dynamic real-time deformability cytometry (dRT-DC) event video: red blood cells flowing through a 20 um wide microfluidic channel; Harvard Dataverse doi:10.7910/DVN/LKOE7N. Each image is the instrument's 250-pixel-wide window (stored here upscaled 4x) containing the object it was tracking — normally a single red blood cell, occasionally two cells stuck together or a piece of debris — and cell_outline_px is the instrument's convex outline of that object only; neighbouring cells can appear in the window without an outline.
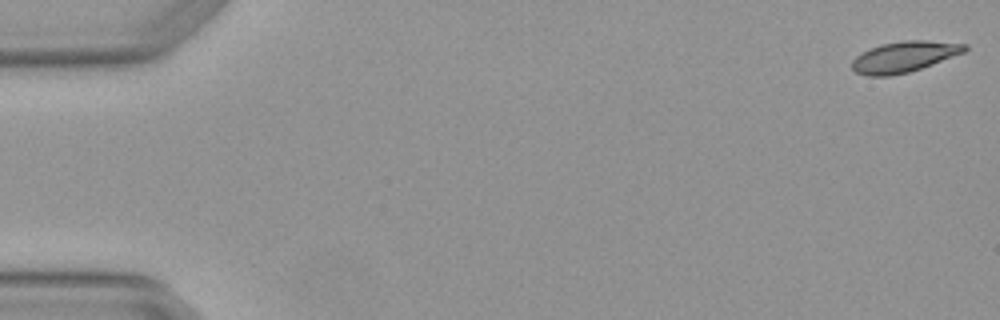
{"species": "Egyptian fruit bat (a non-hibernating species)", "species_latin": "Rousettus aegyptiacus", "temperature_condition": "warm", "stored_images_in_passage": 4, "camera_frame_rate_fps": 3000, "um_per_image_px": 0.085, "animal": {"sex": "female"}, "frame": {"image": 1, "passage_image": 1, "time_ms": 0.0, "image_size_px": [1000, 320], "cell_outline_px": [[968, 48], [964, 52], [932, 64], [908, 72], [888, 76], [868, 76], [856, 72], [852, 68], [852, 60], [860, 52], [868, 48], [880, 44], [904, 40], [924, 40], [968, 44]], "centroid_in_image_um": [76.82, 4.81], "position_along_channel_um": 8.2, "area_um2": 20.23}}
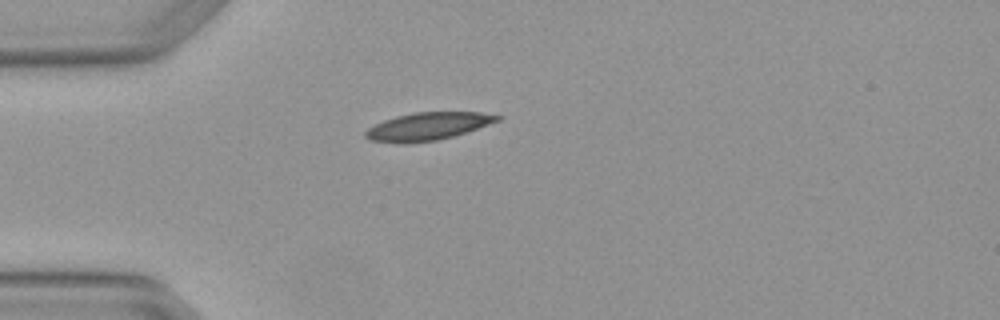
{"frame": {"image": 2, "passage_image": 4, "time_ms": 1.0, "image_size_px": [1000, 320], "cell_outline_px": [[500, 120], [452, 136], [436, 140], [408, 144], [368, 140], [364, 136], [364, 132], [368, 128], [384, 120], [396, 116], [412, 112], [480, 112], [500, 116]], "centroid_in_image_um": [36.29, 10.74], "position_along_channel_um": 48.7, "area_um2": 21.1}}